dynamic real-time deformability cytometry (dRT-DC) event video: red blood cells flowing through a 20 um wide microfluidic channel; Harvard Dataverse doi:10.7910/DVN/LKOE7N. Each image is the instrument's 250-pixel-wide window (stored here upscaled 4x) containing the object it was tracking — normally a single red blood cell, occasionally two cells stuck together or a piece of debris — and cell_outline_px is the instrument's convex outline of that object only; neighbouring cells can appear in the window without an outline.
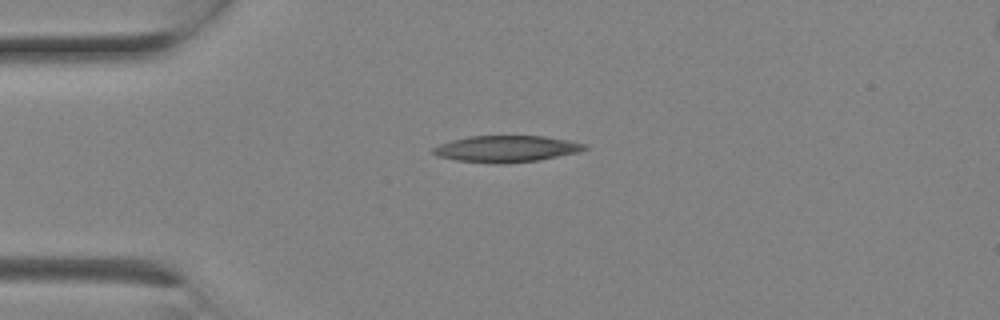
{"species": "Egyptian fruit bat (a non-hibernating species)", "species_latin": "Rousettus aegyptiacus", "temperature_condition": "room temperature", "stored_images_in_passage": 2, "camera_frame_rate_fps": 3000, "um_per_image_px": 0.085, "animal": {"sex": "female"}, "frame": {"image": 1, "passage_image": 1, "time_ms": 0.0, "image_size_px": [1000, 320], "cell_outline_px": [[588, 148], [580, 152], [536, 160], [504, 164], [496, 164], [456, 160], [436, 156], [432, 152], [432, 148], [440, 144], [452, 140], [468, 136], [544, 136], [568, 140], [584, 144]], "centroid_in_image_um": [43.01, 12.65], "position_along_channel_um": 42.0, "area_um2": 23.35}}